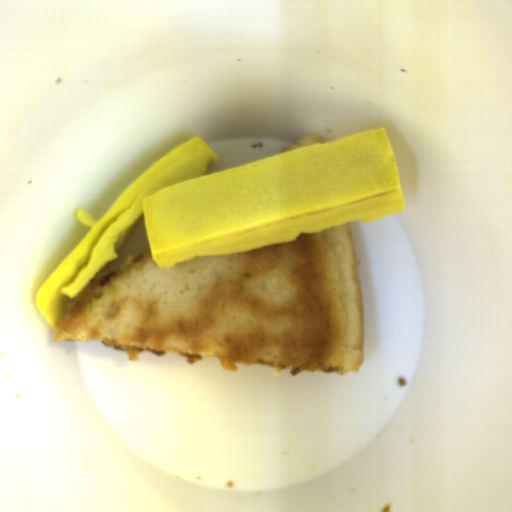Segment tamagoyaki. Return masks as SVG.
Returning a JSON list of instances; mask_svg holds the SVG:
<instances>
[{"mask_svg": "<svg viewBox=\"0 0 512 512\" xmlns=\"http://www.w3.org/2000/svg\"><path fill=\"white\" fill-rule=\"evenodd\" d=\"M214 162L216 152L192 138L152 164L98 221L76 209L90 229L35 294L45 322L56 328L68 301L118 258L142 219L152 260L164 269L367 224L406 207L382 127L207 173Z\"/></svg>", "mask_w": 512, "mask_h": 512, "instance_id": "obj_1", "label": "tamagoyaki"}]
</instances>
